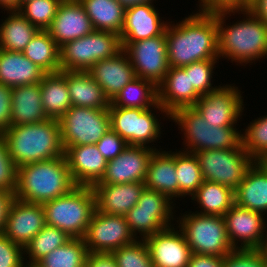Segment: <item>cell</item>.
Here are the masks:
<instances>
[{"label": "cell", "instance_id": "1", "mask_svg": "<svg viewBox=\"0 0 267 267\" xmlns=\"http://www.w3.org/2000/svg\"><path fill=\"white\" fill-rule=\"evenodd\" d=\"M165 33L170 67L201 60L219 61L216 12H192L176 24L169 22Z\"/></svg>", "mask_w": 267, "mask_h": 267}, {"label": "cell", "instance_id": "2", "mask_svg": "<svg viewBox=\"0 0 267 267\" xmlns=\"http://www.w3.org/2000/svg\"><path fill=\"white\" fill-rule=\"evenodd\" d=\"M240 13L241 21L226 25L230 16ZM216 25L219 59L241 66L267 59V25L249 9L216 12Z\"/></svg>", "mask_w": 267, "mask_h": 267}, {"label": "cell", "instance_id": "3", "mask_svg": "<svg viewBox=\"0 0 267 267\" xmlns=\"http://www.w3.org/2000/svg\"><path fill=\"white\" fill-rule=\"evenodd\" d=\"M76 186L64 155L19 166L14 197L43 204L67 195Z\"/></svg>", "mask_w": 267, "mask_h": 267}, {"label": "cell", "instance_id": "4", "mask_svg": "<svg viewBox=\"0 0 267 267\" xmlns=\"http://www.w3.org/2000/svg\"><path fill=\"white\" fill-rule=\"evenodd\" d=\"M2 134L8 154L17 167L64 156L57 119L11 126Z\"/></svg>", "mask_w": 267, "mask_h": 267}, {"label": "cell", "instance_id": "5", "mask_svg": "<svg viewBox=\"0 0 267 267\" xmlns=\"http://www.w3.org/2000/svg\"><path fill=\"white\" fill-rule=\"evenodd\" d=\"M169 119L175 122L183 134L185 149L181 150L185 152L243 147L241 129L239 131L236 127H218L207 123L193 106L176 109Z\"/></svg>", "mask_w": 267, "mask_h": 267}, {"label": "cell", "instance_id": "6", "mask_svg": "<svg viewBox=\"0 0 267 267\" xmlns=\"http://www.w3.org/2000/svg\"><path fill=\"white\" fill-rule=\"evenodd\" d=\"M46 224L66 232L72 238H84L96 209L91 186H76L67 195L44 202Z\"/></svg>", "mask_w": 267, "mask_h": 267}, {"label": "cell", "instance_id": "7", "mask_svg": "<svg viewBox=\"0 0 267 267\" xmlns=\"http://www.w3.org/2000/svg\"><path fill=\"white\" fill-rule=\"evenodd\" d=\"M176 219L192 253L225 257L234 250L227 236L224 217L185 211Z\"/></svg>", "mask_w": 267, "mask_h": 267}, {"label": "cell", "instance_id": "8", "mask_svg": "<svg viewBox=\"0 0 267 267\" xmlns=\"http://www.w3.org/2000/svg\"><path fill=\"white\" fill-rule=\"evenodd\" d=\"M111 129L118 133L128 145L144 146L158 150V145H150L157 142L161 135V118H170L168 112L159 104L149 109L109 107ZM159 111V112H158ZM156 113V114H155ZM158 113V116H157Z\"/></svg>", "mask_w": 267, "mask_h": 267}, {"label": "cell", "instance_id": "9", "mask_svg": "<svg viewBox=\"0 0 267 267\" xmlns=\"http://www.w3.org/2000/svg\"><path fill=\"white\" fill-rule=\"evenodd\" d=\"M122 50L120 35L94 30L60 47L61 71H88L98 61L116 56Z\"/></svg>", "mask_w": 267, "mask_h": 267}, {"label": "cell", "instance_id": "10", "mask_svg": "<svg viewBox=\"0 0 267 267\" xmlns=\"http://www.w3.org/2000/svg\"><path fill=\"white\" fill-rule=\"evenodd\" d=\"M175 205L167 195L145 188L138 203L125 215L135 238L145 240L156 232L175 225Z\"/></svg>", "mask_w": 267, "mask_h": 267}, {"label": "cell", "instance_id": "11", "mask_svg": "<svg viewBox=\"0 0 267 267\" xmlns=\"http://www.w3.org/2000/svg\"><path fill=\"white\" fill-rule=\"evenodd\" d=\"M194 154L199 162L203 180L222 184L233 191L254 163L243 147L201 150Z\"/></svg>", "mask_w": 267, "mask_h": 267}, {"label": "cell", "instance_id": "12", "mask_svg": "<svg viewBox=\"0 0 267 267\" xmlns=\"http://www.w3.org/2000/svg\"><path fill=\"white\" fill-rule=\"evenodd\" d=\"M58 122L64 150L69 146L96 144L111 129L108 109L71 106Z\"/></svg>", "mask_w": 267, "mask_h": 267}, {"label": "cell", "instance_id": "13", "mask_svg": "<svg viewBox=\"0 0 267 267\" xmlns=\"http://www.w3.org/2000/svg\"><path fill=\"white\" fill-rule=\"evenodd\" d=\"M122 47L136 77L152 81L157 86L163 81L170 68L166 33L136 42H122Z\"/></svg>", "mask_w": 267, "mask_h": 267}, {"label": "cell", "instance_id": "14", "mask_svg": "<svg viewBox=\"0 0 267 267\" xmlns=\"http://www.w3.org/2000/svg\"><path fill=\"white\" fill-rule=\"evenodd\" d=\"M221 85L201 96L193 107L207 123L218 127H237L245 111L244 98L235 84Z\"/></svg>", "mask_w": 267, "mask_h": 267}, {"label": "cell", "instance_id": "15", "mask_svg": "<svg viewBox=\"0 0 267 267\" xmlns=\"http://www.w3.org/2000/svg\"><path fill=\"white\" fill-rule=\"evenodd\" d=\"M83 239L88 252L106 253L137 240L125 216L103 214L96 209Z\"/></svg>", "mask_w": 267, "mask_h": 267}, {"label": "cell", "instance_id": "16", "mask_svg": "<svg viewBox=\"0 0 267 267\" xmlns=\"http://www.w3.org/2000/svg\"><path fill=\"white\" fill-rule=\"evenodd\" d=\"M262 213L234 204L225 214L227 236L234 249H260L265 239L267 218ZM241 244V245H240Z\"/></svg>", "mask_w": 267, "mask_h": 267}, {"label": "cell", "instance_id": "17", "mask_svg": "<svg viewBox=\"0 0 267 267\" xmlns=\"http://www.w3.org/2000/svg\"><path fill=\"white\" fill-rule=\"evenodd\" d=\"M45 225L42 204L25 202L14 197L2 233L14 244L24 248Z\"/></svg>", "mask_w": 267, "mask_h": 267}, {"label": "cell", "instance_id": "18", "mask_svg": "<svg viewBox=\"0 0 267 267\" xmlns=\"http://www.w3.org/2000/svg\"><path fill=\"white\" fill-rule=\"evenodd\" d=\"M154 151L144 146L128 145L116 158L107 162L104 176L96 184L144 183Z\"/></svg>", "mask_w": 267, "mask_h": 267}, {"label": "cell", "instance_id": "19", "mask_svg": "<svg viewBox=\"0 0 267 267\" xmlns=\"http://www.w3.org/2000/svg\"><path fill=\"white\" fill-rule=\"evenodd\" d=\"M144 241L147 243L153 267L188 266L192 250L177 225L156 232Z\"/></svg>", "mask_w": 267, "mask_h": 267}, {"label": "cell", "instance_id": "20", "mask_svg": "<svg viewBox=\"0 0 267 267\" xmlns=\"http://www.w3.org/2000/svg\"><path fill=\"white\" fill-rule=\"evenodd\" d=\"M47 31L60 48L67 42L92 33L94 28L79 0H62Z\"/></svg>", "mask_w": 267, "mask_h": 267}, {"label": "cell", "instance_id": "21", "mask_svg": "<svg viewBox=\"0 0 267 267\" xmlns=\"http://www.w3.org/2000/svg\"><path fill=\"white\" fill-rule=\"evenodd\" d=\"M157 10L153 2L127 7L121 41L136 42L164 34L169 22L162 20Z\"/></svg>", "mask_w": 267, "mask_h": 267}, {"label": "cell", "instance_id": "22", "mask_svg": "<svg viewBox=\"0 0 267 267\" xmlns=\"http://www.w3.org/2000/svg\"><path fill=\"white\" fill-rule=\"evenodd\" d=\"M68 167L77 186H93L104 176L107 160L96 144L69 146L64 150Z\"/></svg>", "mask_w": 267, "mask_h": 267}, {"label": "cell", "instance_id": "23", "mask_svg": "<svg viewBox=\"0 0 267 267\" xmlns=\"http://www.w3.org/2000/svg\"><path fill=\"white\" fill-rule=\"evenodd\" d=\"M96 210L103 214L122 215L132 209L146 188L142 182L121 184H95Z\"/></svg>", "mask_w": 267, "mask_h": 267}, {"label": "cell", "instance_id": "24", "mask_svg": "<svg viewBox=\"0 0 267 267\" xmlns=\"http://www.w3.org/2000/svg\"><path fill=\"white\" fill-rule=\"evenodd\" d=\"M87 72L101 86L110 101L136 78L134 68L124 50L116 56L98 61Z\"/></svg>", "mask_w": 267, "mask_h": 267}, {"label": "cell", "instance_id": "25", "mask_svg": "<svg viewBox=\"0 0 267 267\" xmlns=\"http://www.w3.org/2000/svg\"><path fill=\"white\" fill-rule=\"evenodd\" d=\"M200 97L182 67H170L163 81L158 85L159 105L169 115L178 108L194 106Z\"/></svg>", "mask_w": 267, "mask_h": 267}, {"label": "cell", "instance_id": "26", "mask_svg": "<svg viewBox=\"0 0 267 267\" xmlns=\"http://www.w3.org/2000/svg\"><path fill=\"white\" fill-rule=\"evenodd\" d=\"M234 197L238 206L266 214L267 217L266 161H254L234 191Z\"/></svg>", "mask_w": 267, "mask_h": 267}, {"label": "cell", "instance_id": "27", "mask_svg": "<svg viewBox=\"0 0 267 267\" xmlns=\"http://www.w3.org/2000/svg\"><path fill=\"white\" fill-rule=\"evenodd\" d=\"M144 185L147 189L167 195L172 201L178 198L175 151L159 148L150 158Z\"/></svg>", "mask_w": 267, "mask_h": 267}, {"label": "cell", "instance_id": "28", "mask_svg": "<svg viewBox=\"0 0 267 267\" xmlns=\"http://www.w3.org/2000/svg\"><path fill=\"white\" fill-rule=\"evenodd\" d=\"M11 126L35 124L49 119L44 111L40 83L12 88Z\"/></svg>", "mask_w": 267, "mask_h": 267}, {"label": "cell", "instance_id": "29", "mask_svg": "<svg viewBox=\"0 0 267 267\" xmlns=\"http://www.w3.org/2000/svg\"><path fill=\"white\" fill-rule=\"evenodd\" d=\"M46 73L22 52L0 49V83L11 88L38 84Z\"/></svg>", "mask_w": 267, "mask_h": 267}, {"label": "cell", "instance_id": "30", "mask_svg": "<svg viewBox=\"0 0 267 267\" xmlns=\"http://www.w3.org/2000/svg\"><path fill=\"white\" fill-rule=\"evenodd\" d=\"M66 83L72 106L109 109L111 101L87 71H66Z\"/></svg>", "mask_w": 267, "mask_h": 267}, {"label": "cell", "instance_id": "31", "mask_svg": "<svg viewBox=\"0 0 267 267\" xmlns=\"http://www.w3.org/2000/svg\"><path fill=\"white\" fill-rule=\"evenodd\" d=\"M40 88L47 117L58 120L72 106L66 83V71L45 74Z\"/></svg>", "mask_w": 267, "mask_h": 267}, {"label": "cell", "instance_id": "32", "mask_svg": "<svg viewBox=\"0 0 267 267\" xmlns=\"http://www.w3.org/2000/svg\"><path fill=\"white\" fill-rule=\"evenodd\" d=\"M96 31H109L120 35L125 7L117 0H79Z\"/></svg>", "mask_w": 267, "mask_h": 267}, {"label": "cell", "instance_id": "33", "mask_svg": "<svg viewBox=\"0 0 267 267\" xmlns=\"http://www.w3.org/2000/svg\"><path fill=\"white\" fill-rule=\"evenodd\" d=\"M0 23V49L23 52L39 29L16 10H7ZM4 20V21H3Z\"/></svg>", "mask_w": 267, "mask_h": 267}, {"label": "cell", "instance_id": "34", "mask_svg": "<svg viewBox=\"0 0 267 267\" xmlns=\"http://www.w3.org/2000/svg\"><path fill=\"white\" fill-rule=\"evenodd\" d=\"M197 202L200 210L196 213L204 215L224 216L235 204L234 191L222 184L203 180L197 191L190 197Z\"/></svg>", "mask_w": 267, "mask_h": 267}, {"label": "cell", "instance_id": "35", "mask_svg": "<svg viewBox=\"0 0 267 267\" xmlns=\"http://www.w3.org/2000/svg\"><path fill=\"white\" fill-rule=\"evenodd\" d=\"M22 53L46 74L61 71L60 48L47 30H39Z\"/></svg>", "mask_w": 267, "mask_h": 267}, {"label": "cell", "instance_id": "36", "mask_svg": "<svg viewBox=\"0 0 267 267\" xmlns=\"http://www.w3.org/2000/svg\"><path fill=\"white\" fill-rule=\"evenodd\" d=\"M158 104V86L136 77L111 101L110 107L149 109Z\"/></svg>", "mask_w": 267, "mask_h": 267}, {"label": "cell", "instance_id": "37", "mask_svg": "<svg viewBox=\"0 0 267 267\" xmlns=\"http://www.w3.org/2000/svg\"><path fill=\"white\" fill-rule=\"evenodd\" d=\"M71 239L72 237L66 232L46 224L23 248L25 265L34 266L44 256L65 245Z\"/></svg>", "mask_w": 267, "mask_h": 267}, {"label": "cell", "instance_id": "38", "mask_svg": "<svg viewBox=\"0 0 267 267\" xmlns=\"http://www.w3.org/2000/svg\"><path fill=\"white\" fill-rule=\"evenodd\" d=\"M178 200L191 197L203 182L201 168L194 153L175 150Z\"/></svg>", "mask_w": 267, "mask_h": 267}, {"label": "cell", "instance_id": "39", "mask_svg": "<svg viewBox=\"0 0 267 267\" xmlns=\"http://www.w3.org/2000/svg\"><path fill=\"white\" fill-rule=\"evenodd\" d=\"M88 250L82 238H72L54 249L33 267H85Z\"/></svg>", "mask_w": 267, "mask_h": 267}, {"label": "cell", "instance_id": "40", "mask_svg": "<svg viewBox=\"0 0 267 267\" xmlns=\"http://www.w3.org/2000/svg\"><path fill=\"white\" fill-rule=\"evenodd\" d=\"M243 131L241 132L243 148L254 161L267 162V115L253 119Z\"/></svg>", "mask_w": 267, "mask_h": 267}, {"label": "cell", "instance_id": "41", "mask_svg": "<svg viewBox=\"0 0 267 267\" xmlns=\"http://www.w3.org/2000/svg\"><path fill=\"white\" fill-rule=\"evenodd\" d=\"M62 0H32L17 11L39 30H47L56 16Z\"/></svg>", "mask_w": 267, "mask_h": 267}, {"label": "cell", "instance_id": "42", "mask_svg": "<svg viewBox=\"0 0 267 267\" xmlns=\"http://www.w3.org/2000/svg\"><path fill=\"white\" fill-rule=\"evenodd\" d=\"M111 253L118 267H153L150 252L144 240L138 239Z\"/></svg>", "mask_w": 267, "mask_h": 267}, {"label": "cell", "instance_id": "43", "mask_svg": "<svg viewBox=\"0 0 267 267\" xmlns=\"http://www.w3.org/2000/svg\"><path fill=\"white\" fill-rule=\"evenodd\" d=\"M217 63H219L217 60H201L182 67L189 75L191 85L201 96L219 87L217 85L212 86L214 84V80H212L214 75L213 70H215V64Z\"/></svg>", "mask_w": 267, "mask_h": 267}, {"label": "cell", "instance_id": "44", "mask_svg": "<svg viewBox=\"0 0 267 267\" xmlns=\"http://www.w3.org/2000/svg\"><path fill=\"white\" fill-rule=\"evenodd\" d=\"M223 267H267V257L260 249H234L223 257Z\"/></svg>", "mask_w": 267, "mask_h": 267}, {"label": "cell", "instance_id": "45", "mask_svg": "<svg viewBox=\"0 0 267 267\" xmlns=\"http://www.w3.org/2000/svg\"><path fill=\"white\" fill-rule=\"evenodd\" d=\"M18 167L10 158L3 134L0 133V189L15 192Z\"/></svg>", "mask_w": 267, "mask_h": 267}, {"label": "cell", "instance_id": "46", "mask_svg": "<svg viewBox=\"0 0 267 267\" xmlns=\"http://www.w3.org/2000/svg\"><path fill=\"white\" fill-rule=\"evenodd\" d=\"M0 267H26L23 248L0 232Z\"/></svg>", "mask_w": 267, "mask_h": 267}, {"label": "cell", "instance_id": "47", "mask_svg": "<svg viewBox=\"0 0 267 267\" xmlns=\"http://www.w3.org/2000/svg\"><path fill=\"white\" fill-rule=\"evenodd\" d=\"M103 157L110 161L116 158L127 146V142L112 129H109L96 143Z\"/></svg>", "mask_w": 267, "mask_h": 267}, {"label": "cell", "instance_id": "48", "mask_svg": "<svg viewBox=\"0 0 267 267\" xmlns=\"http://www.w3.org/2000/svg\"><path fill=\"white\" fill-rule=\"evenodd\" d=\"M251 0H198L197 10L204 13H214L227 10L248 9Z\"/></svg>", "mask_w": 267, "mask_h": 267}, {"label": "cell", "instance_id": "49", "mask_svg": "<svg viewBox=\"0 0 267 267\" xmlns=\"http://www.w3.org/2000/svg\"><path fill=\"white\" fill-rule=\"evenodd\" d=\"M12 88L0 83V133L11 127Z\"/></svg>", "mask_w": 267, "mask_h": 267}, {"label": "cell", "instance_id": "50", "mask_svg": "<svg viewBox=\"0 0 267 267\" xmlns=\"http://www.w3.org/2000/svg\"><path fill=\"white\" fill-rule=\"evenodd\" d=\"M85 267H118L112 253L88 252Z\"/></svg>", "mask_w": 267, "mask_h": 267}, {"label": "cell", "instance_id": "51", "mask_svg": "<svg viewBox=\"0 0 267 267\" xmlns=\"http://www.w3.org/2000/svg\"><path fill=\"white\" fill-rule=\"evenodd\" d=\"M187 267H223V257L192 253Z\"/></svg>", "mask_w": 267, "mask_h": 267}, {"label": "cell", "instance_id": "52", "mask_svg": "<svg viewBox=\"0 0 267 267\" xmlns=\"http://www.w3.org/2000/svg\"><path fill=\"white\" fill-rule=\"evenodd\" d=\"M13 198L14 193L0 189V232H2L5 226L8 210Z\"/></svg>", "mask_w": 267, "mask_h": 267}, {"label": "cell", "instance_id": "53", "mask_svg": "<svg viewBox=\"0 0 267 267\" xmlns=\"http://www.w3.org/2000/svg\"><path fill=\"white\" fill-rule=\"evenodd\" d=\"M248 9L267 25V0H251Z\"/></svg>", "mask_w": 267, "mask_h": 267}, {"label": "cell", "instance_id": "54", "mask_svg": "<svg viewBox=\"0 0 267 267\" xmlns=\"http://www.w3.org/2000/svg\"><path fill=\"white\" fill-rule=\"evenodd\" d=\"M0 8L3 11L18 10V0H0Z\"/></svg>", "mask_w": 267, "mask_h": 267}, {"label": "cell", "instance_id": "55", "mask_svg": "<svg viewBox=\"0 0 267 267\" xmlns=\"http://www.w3.org/2000/svg\"><path fill=\"white\" fill-rule=\"evenodd\" d=\"M117 1L121 5H123L125 8L133 6V5L154 2V0H117ZM155 3H156V0H155Z\"/></svg>", "mask_w": 267, "mask_h": 267}, {"label": "cell", "instance_id": "56", "mask_svg": "<svg viewBox=\"0 0 267 267\" xmlns=\"http://www.w3.org/2000/svg\"><path fill=\"white\" fill-rule=\"evenodd\" d=\"M267 227V226H266ZM260 250L264 253V255L267 257V229L265 231V239L264 242L262 244V247L260 248Z\"/></svg>", "mask_w": 267, "mask_h": 267}, {"label": "cell", "instance_id": "57", "mask_svg": "<svg viewBox=\"0 0 267 267\" xmlns=\"http://www.w3.org/2000/svg\"><path fill=\"white\" fill-rule=\"evenodd\" d=\"M32 1V0H18V9L25 3Z\"/></svg>", "mask_w": 267, "mask_h": 267}]
</instances>
